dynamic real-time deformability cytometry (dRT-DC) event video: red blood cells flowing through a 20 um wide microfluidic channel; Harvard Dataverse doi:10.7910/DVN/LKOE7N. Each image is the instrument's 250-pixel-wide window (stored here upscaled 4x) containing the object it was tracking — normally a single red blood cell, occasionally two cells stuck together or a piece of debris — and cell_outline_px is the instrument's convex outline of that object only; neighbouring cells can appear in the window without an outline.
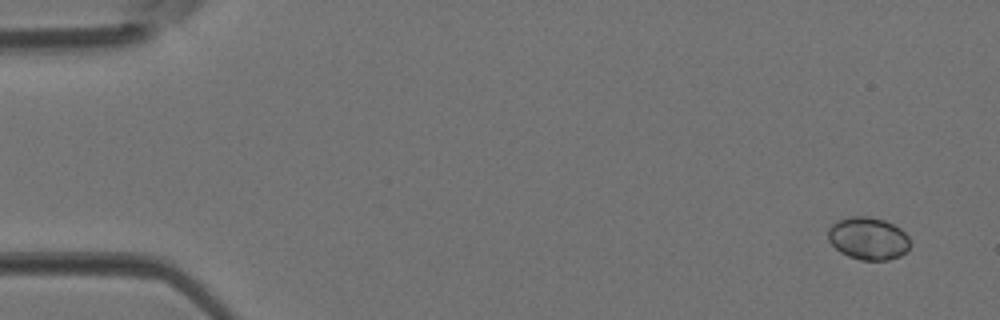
{"species": "Egyptian fruit bat (a non-hibernating species)", "species_latin": "Rousettus aegyptiacus", "temperature_condition": "room temperature", "stored_images_in_passage": 5, "camera_frame_rate_fps": 3000, "um_per_image_px": 0.085, "animal": {"sex": "female"}, "frame": {"image": 1, "passage_image": 1, "time_ms": 0.0, "image_size_px": [1000, 320], "cell_outline_px": [[912, 244], [900, 256], [888, 260], [860, 260], [848, 256], [840, 252], [828, 240], [828, 228], [836, 220], [852, 216], [868, 216], [884, 220], [900, 228], [908, 236]], "centroid_in_image_um": [73.79, 20.26], "position_along_channel_um": 11.2, "area_um2": 20.46}}
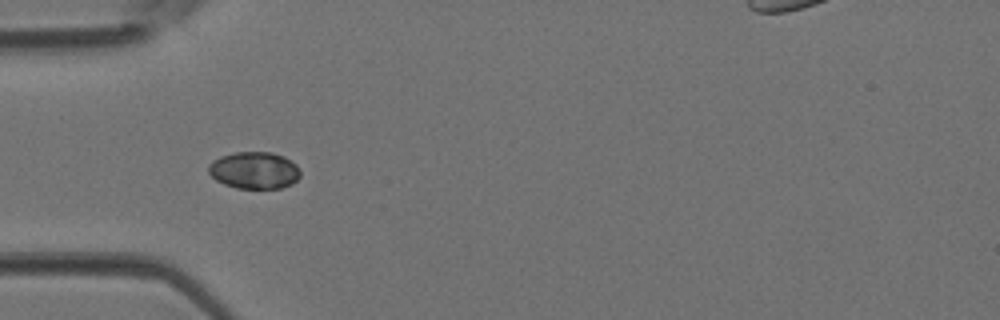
{"frame": {"image": 2, "passage_image": 4, "time_ms": 1.0, "image_size_px": [1000, 320], "cell_outline_px": [[300, 176], [292, 184], [280, 188], [236, 188], [224, 184], [216, 180], [208, 172], [208, 164], [212, 160], [220, 156], [236, 152], [272, 152], [284, 156], [296, 164], [300, 168]], "centroid_in_image_um": [21.61, 14.47], "position_along_channel_um": 63.4, "area_um2": 19.94}}
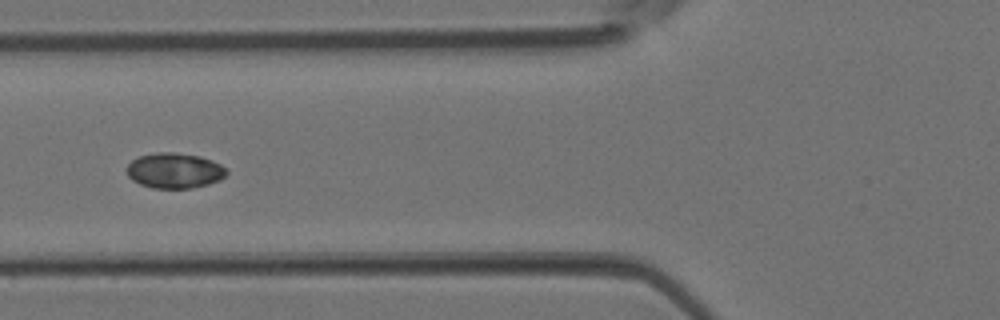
{"frame": {"image": 3, "passage_image": 5, "time_ms": 1.333, "image_size_px": [1000, 320], "cell_outline_px": [[228, 172], [220, 180], [208, 184], [192, 188], [152, 188], [140, 184], [132, 180], [128, 176], [128, 164], [132, 160], [140, 156], [156, 152], [176, 152], [200, 156], [212, 160], [220, 164]], "centroid_in_image_um": [14.84, 14.5], "position_along_channel_um": 111.0, "area_um2": 20.52}}